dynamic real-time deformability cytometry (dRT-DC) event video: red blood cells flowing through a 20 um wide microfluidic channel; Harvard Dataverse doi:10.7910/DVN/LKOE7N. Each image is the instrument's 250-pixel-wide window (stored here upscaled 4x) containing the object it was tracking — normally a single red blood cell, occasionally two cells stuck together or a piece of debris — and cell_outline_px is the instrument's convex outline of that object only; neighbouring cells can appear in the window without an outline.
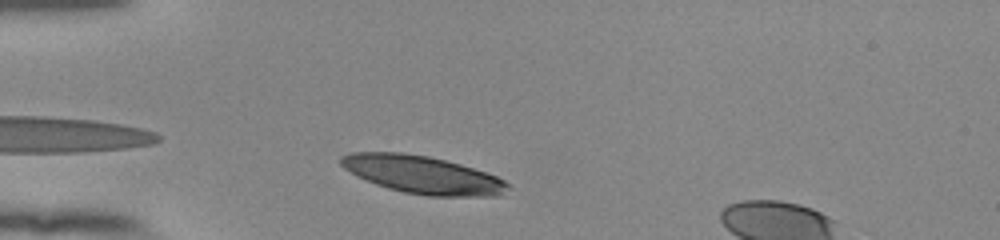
{"species": "human", "species_latin": "Homo sapiens", "temperature_condition": "room temperature", "stored_images_in_passage": 32, "camera_frame_rate_fps": 3000, "um_per_image_px": 0.085, "donor": {"sex": "female"}, "frame": {"image": 1, "passage_image": 2, "time_ms": 0.333, "image_size_px": [1000, 240], "cell_outline_px": [[512, 188], [500, 196], [428, 196], [404, 192], [388, 188], [376, 184], [356, 176], [344, 168], [340, 164], [340, 156], [352, 152], [404, 152], [428, 156], [460, 164], [496, 176], [512, 184]], "centroid_in_image_um": [35.93, 14.85], "position_along_channel_um": 49.1, "area_um2": 36.88}}
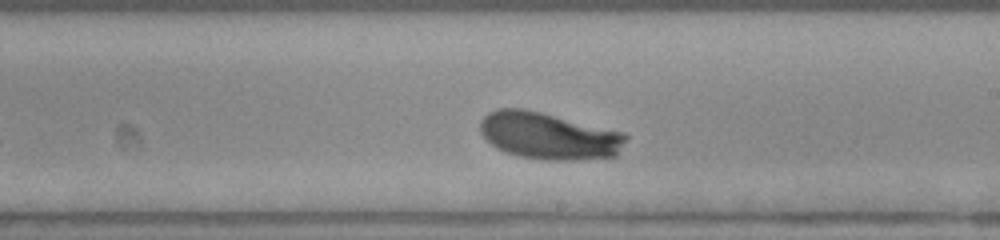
{"frame": {"image": 2, "passage_image": 19, "time_ms": 6.0, "image_size_px": [1000, 240], "cell_outline_px": [[628, 136], [616, 156], [576, 160], [540, 160], [516, 156], [504, 152], [496, 148], [480, 132], [480, 120], [488, 112], [496, 108], [524, 108], [624, 132]], "centroid_in_image_um": [46.61, 11.55], "position_along_channel_um": 242.4, "area_um2": 40.06}}
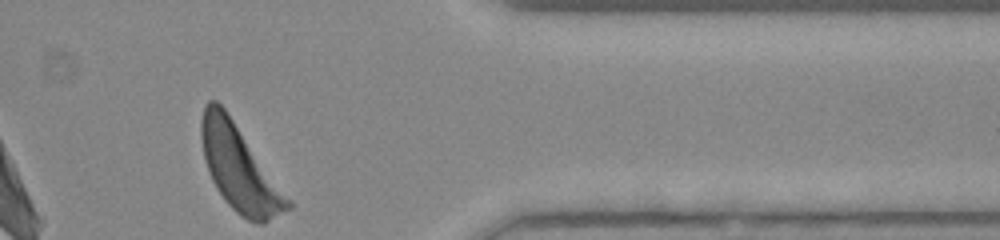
{"frame": {"image": 3, "passage_image": 32, "time_ms": 10.333, "image_size_px": [1000, 240], "cell_outline_px": [[292, 208], [264, 224], [260, 224], [248, 220], [240, 216], [224, 200], [216, 188], [208, 172], [204, 160], [200, 136], [200, 120], [204, 104], [208, 100], [216, 100], [224, 108], [292, 200]], "centroid_in_image_um": [20.35, 14.32], "position_along_channel_um": 391.1, "area_um2": 43.12}, "authors_computed_cell_mechanics": {"area_um2": 38.6682, "velocity_mm_per_s": 3.8042, "shape_relaxation_time_tau1_ms": 3.8622, "shape_relaxation_time_tau2_ms": null, "deformation_change_tau1": 0.227, "deformation_change_tau2": null}}